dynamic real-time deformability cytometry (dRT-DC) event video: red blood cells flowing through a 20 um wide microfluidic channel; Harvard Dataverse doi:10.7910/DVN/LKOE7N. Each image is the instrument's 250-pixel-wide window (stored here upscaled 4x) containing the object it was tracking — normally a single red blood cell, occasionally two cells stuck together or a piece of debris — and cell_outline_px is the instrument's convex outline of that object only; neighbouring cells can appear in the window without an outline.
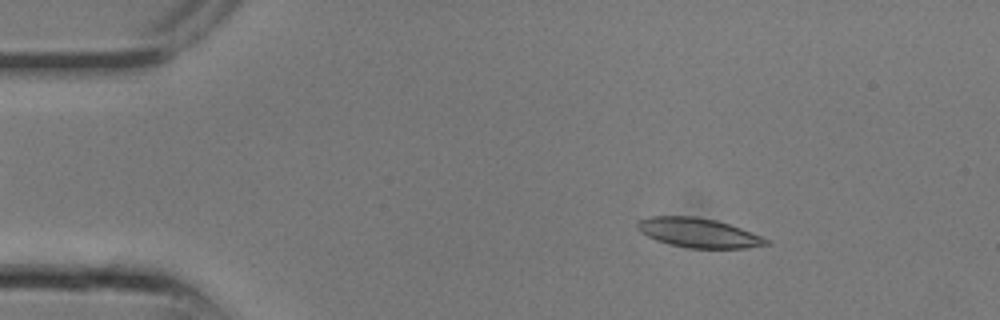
{"species": "common noctule bat (a hibernating species)", "species_latin": "Nyctalus noctula", "temperature_condition": "room temperature", "stored_images_in_passage": 8, "camera_frame_rate_fps": 3000, "um_per_image_px": 0.085, "animal": {"sex": "male", "body_mass_g": 13.3}, "frame": {"image": 1, "passage_image": 3, "time_ms": 0.667, "image_size_px": [1000, 320], "cell_outline_px": [[772, 244], [744, 248], [688, 248], [668, 244], [656, 240], [640, 232], [636, 228], [636, 220], [648, 216], [696, 216], [716, 220], [740, 228], [760, 236], [768, 240]], "centroid_in_image_um": [59.3, 19.78], "position_along_channel_um": 25.7, "area_um2": 22.14}}
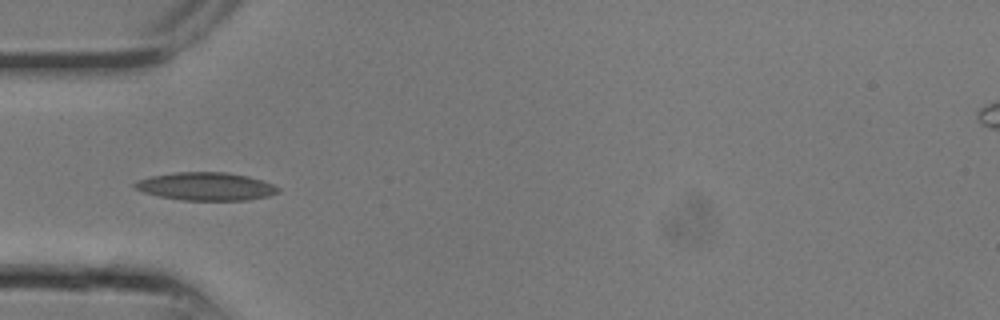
{"frame": {"image": 2, "passage_image": 7, "time_ms": 2.0, "image_size_px": [1000, 320], "cell_outline_px": [[280, 192], [268, 196], [248, 200], [184, 200], [160, 196], [144, 192], [132, 188], [132, 184], [136, 180], [152, 176], [176, 172], [224, 172], [248, 176], [272, 184], [280, 188]], "centroid_in_image_um": [17.48, 15.84], "position_along_channel_um": 67.5, "area_um2": 23.35}}